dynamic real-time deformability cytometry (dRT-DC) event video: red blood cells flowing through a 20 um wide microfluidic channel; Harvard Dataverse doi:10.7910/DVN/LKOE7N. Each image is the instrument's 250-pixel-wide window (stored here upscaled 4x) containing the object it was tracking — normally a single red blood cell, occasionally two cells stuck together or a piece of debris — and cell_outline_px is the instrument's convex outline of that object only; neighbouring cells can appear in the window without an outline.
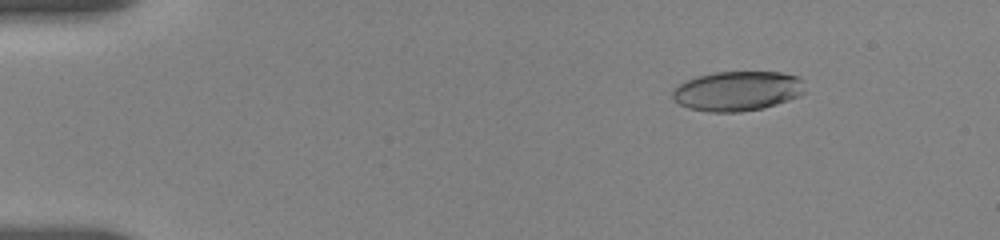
{"species": "human", "species_latin": "Homo sapiens", "temperature_condition": "room temperature", "stored_images_in_passage": 34, "camera_frame_rate_fps": 3000, "um_per_image_px": 0.085, "donor": {"sex": "female"}, "frame": {"image": 1, "passage_image": 12, "time_ms": 2.333, "image_size_px": [1000, 240], "cell_outline_px": [[804, 92], [800, 96], [776, 104], [760, 108], [740, 112], [708, 112], [688, 108], [680, 104], [672, 96], [672, 88], [696, 76], [716, 72], [780, 72], [800, 76], [804, 80]], "centroid_in_image_um": [62.7, 7.73], "position_along_channel_um": 22.3, "area_um2": 30.75}}
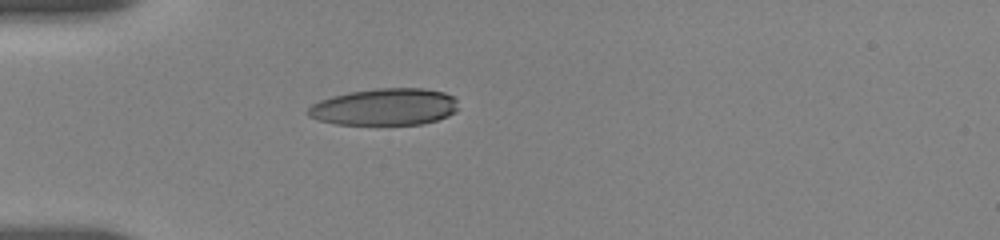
{"frame": {"image": 2, "passage_image": 31, "time_ms": 5.333, "image_size_px": [1000, 240], "cell_outline_px": [[460, 108], [456, 112], [448, 116], [436, 120], [420, 124], [336, 124], [316, 120], [308, 116], [308, 108], [312, 104], [320, 100], [332, 96], [352, 92], [376, 88], [424, 88], [444, 92], [452, 96], [456, 100]], "centroid_in_image_um": [32.72, 9.08], "position_along_channel_um": 52.3, "area_um2": 32.37}}